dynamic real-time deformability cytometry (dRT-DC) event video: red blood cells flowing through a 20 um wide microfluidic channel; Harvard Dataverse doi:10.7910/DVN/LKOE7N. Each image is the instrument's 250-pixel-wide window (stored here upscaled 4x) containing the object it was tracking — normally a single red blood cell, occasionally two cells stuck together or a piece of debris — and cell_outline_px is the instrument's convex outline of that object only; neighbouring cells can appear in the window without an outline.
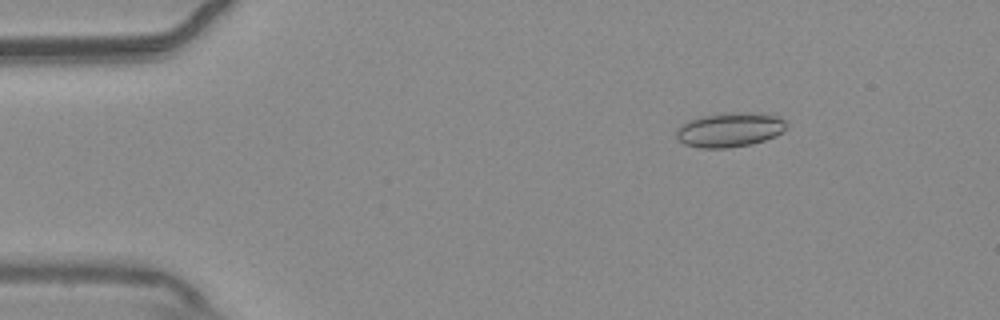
{"species": "common noctule bat (a hibernating species)", "species_latin": "Nyctalus noctula", "temperature_condition": "warm", "stored_images_in_passage": 55, "camera_frame_rate_fps": 3000, "um_per_image_px": 0.085, "animal": {"sex": "male", "body_mass_g": 20.4}, "frame": {"image": 1, "passage_image": 8, "time_ms": 2.333, "image_size_px": [1000, 320], "cell_outline_px": [[784, 128], [776, 136], [752, 144], [728, 148], [700, 148], [684, 144], [676, 136], [676, 132], [684, 124], [700, 116], [736, 112], [764, 112], [776, 116], [784, 120]], "centroid_in_image_um": [62.05, 11.03], "position_along_channel_um": 23.0, "area_um2": 21.85}}
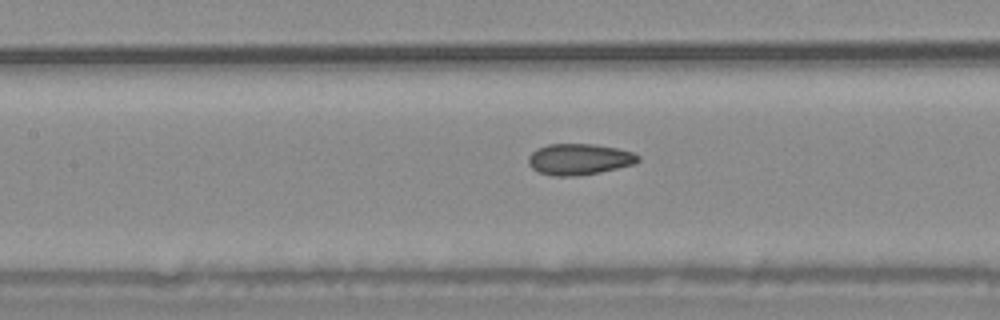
{"frame": {"image": 2, "passage_image": 25, "time_ms": 8.0, "image_size_px": [1000, 320], "cell_outline_px": [[640, 160], [636, 164], [600, 172], [576, 176], [552, 176], [540, 172], [532, 168], [528, 164], [528, 156], [536, 148], [548, 144], [596, 144], [616, 148], [632, 152], [640, 156]], "centroid_in_image_um": [49.23, 13.53], "position_along_channel_um": 158.2, "area_um2": 20.06}}
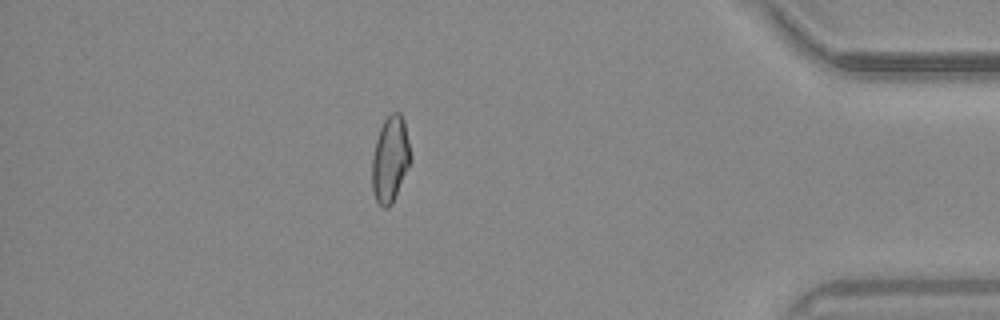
{"frame": {"image": 3, "passage_image": 48, "time_ms": 15.667, "image_size_px": [1000, 320], "cell_outline_px": [[412, 160], [392, 204], [388, 208], [384, 208], [376, 200], [372, 188], [372, 156], [376, 140], [380, 128], [384, 120], [392, 112], [400, 112], [404, 120], [412, 156]], "centroid_in_image_um": [33.18, 13.53], "position_along_channel_um": 402.0, "area_um2": 19.42}, "authors_computed_cell_mechanics": {"area_um2": 19.8832, "velocity_mm_per_s": 3.7236, "shape_relaxation_time_tau1_ms": null, "shape_relaxation_time_tau2_ms": 1.856, "deformation_change_tau1": null, "deformation_change_tau2": 0.0651}}